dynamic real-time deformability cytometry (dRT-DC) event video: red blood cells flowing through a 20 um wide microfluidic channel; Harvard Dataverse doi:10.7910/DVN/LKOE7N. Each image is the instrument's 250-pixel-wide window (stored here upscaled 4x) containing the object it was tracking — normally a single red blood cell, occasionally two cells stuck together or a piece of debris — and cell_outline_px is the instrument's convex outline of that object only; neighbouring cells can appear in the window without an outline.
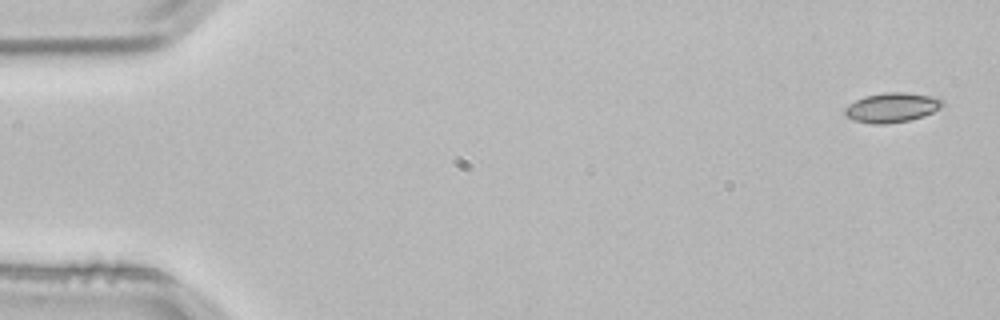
{"species": "common noctule bat (a hibernating species)", "species_latin": "Nyctalus noctula", "temperature_condition": "room temperature", "stored_images_in_passage": 4, "segment_of_instrument_passage": [1, 2], "camera_frame_rate_fps": 3000, "um_per_image_px": 0.085, "animal": {"sex": "male", "body_mass_g": 21.5, "forearm_length_mm": 52.0}, "frame": {"image": 1, "passage_image": 1, "time_ms": 0.0, "image_size_px": [1000, 320], "cell_outline_px": [[944, 104], [940, 108], [924, 116], [908, 120], [884, 124], [868, 124], [852, 120], [844, 112], [844, 108], [848, 104], [864, 96], [884, 92], [904, 92], [940, 96], [944, 100]], "centroid_in_image_um": [75.84, 9.12], "position_along_channel_um": 9.2, "area_um2": 17.17}}
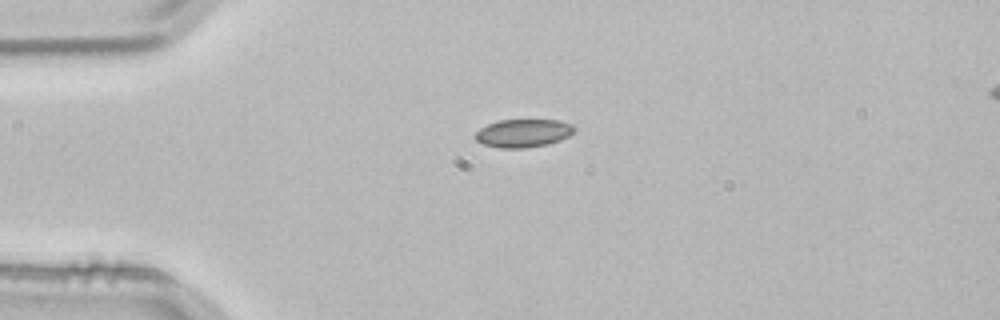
{"frame": {"image": 2, "passage_image": 3, "time_ms": 0.667, "image_size_px": [1000, 320], "cell_outline_px": [[576, 128], [568, 136], [560, 140], [548, 144], [524, 148], [500, 148], [480, 144], [472, 136], [480, 128], [488, 124], [500, 120], [560, 120], [572, 124]], "centroid_in_image_um": [44.44, 11.32], "position_along_channel_um": 40.6, "area_um2": 16.36}}